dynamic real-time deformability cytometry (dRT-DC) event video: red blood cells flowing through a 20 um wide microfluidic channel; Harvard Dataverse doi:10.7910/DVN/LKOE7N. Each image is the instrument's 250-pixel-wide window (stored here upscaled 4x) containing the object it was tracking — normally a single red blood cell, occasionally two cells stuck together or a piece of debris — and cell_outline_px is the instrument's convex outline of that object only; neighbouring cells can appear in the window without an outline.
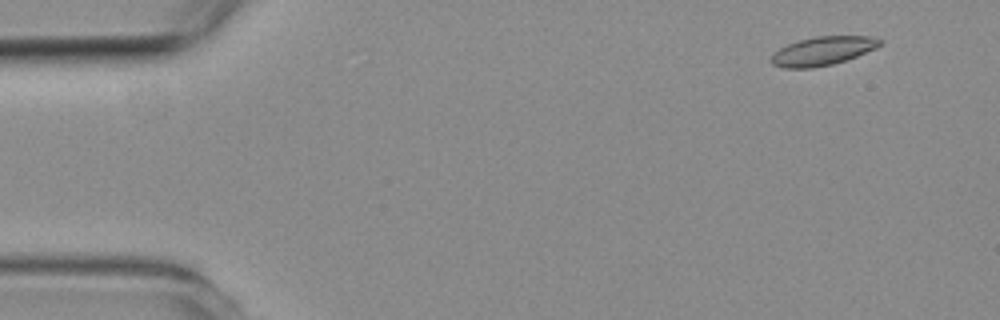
{"species": "common noctule bat (a hibernating species)", "species_latin": "Nyctalus noctula", "temperature_condition": "room temperature", "stored_images_in_passage": 4, "camera_frame_rate_fps": 3000, "um_per_image_px": 0.085, "animal": {"sex": "female", "body_mass_g": 19.3, "forearm_length_mm": 54.1}, "frame": {"image": 1, "passage_image": 1, "time_ms": 0.0, "image_size_px": [1000, 320], "cell_outline_px": [[884, 40], [876, 48], [856, 56], [832, 64], [812, 68], [784, 68], [772, 64], [768, 60], [772, 52], [788, 44], [800, 40], [816, 36], [872, 36]], "centroid_in_image_um": [69.89, 4.33], "position_along_channel_um": 15.1, "area_um2": 18.21}}
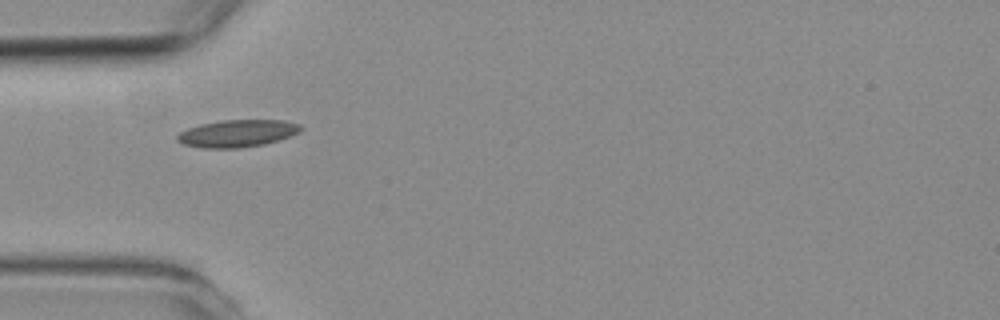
{"frame": {"image": 2, "passage_image": 4, "time_ms": 4.0, "image_size_px": [1000, 320], "cell_outline_px": [[304, 128], [300, 132], [264, 144], [240, 148], [204, 148], [184, 144], [176, 140], [176, 136], [180, 132], [188, 128], [200, 124], [220, 120], [284, 120], [300, 124]], "centroid_in_image_um": [20.17, 11.33], "position_along_channel_um": 64.8, "area_um2": 19.59}}